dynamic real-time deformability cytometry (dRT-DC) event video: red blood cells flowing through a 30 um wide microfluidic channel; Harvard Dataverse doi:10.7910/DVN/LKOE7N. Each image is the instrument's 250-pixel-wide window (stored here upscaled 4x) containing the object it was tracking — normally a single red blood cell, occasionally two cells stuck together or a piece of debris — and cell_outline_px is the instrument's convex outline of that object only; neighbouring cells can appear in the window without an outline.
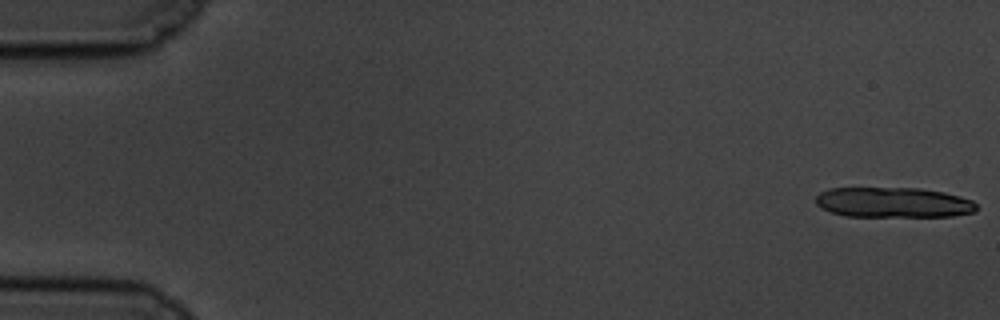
{"species": "common noctule bat (a hibernating species)", "species_latin": "Nyctalus noctula", "temperature_condition": "cold", "stored_images_in_passage": 14, "camera_frame_rate_fps": 3000, "um_per_image_px": 0.085, "animal": {"sex": "male", "body_mass_g": 19.5, "forearm_length_mm": 54.6}, "frame": {"image": 1, "passage_image": 1, "time_ms": 0.0, "image_size_px": [1000, 320], "cell_outline_px": [[976, 212], [952, 216], [848, 216], [832, 212], [816, 204], [816, 196], [820, 192], [828, 188], [920, 188], [944, 192], [960, 196], [972, 200], [976, 204]], "centroid_in_image_um": [75.96, 17.2], "position_along_channel_um": 9.0, "area_um2": 28.26}}